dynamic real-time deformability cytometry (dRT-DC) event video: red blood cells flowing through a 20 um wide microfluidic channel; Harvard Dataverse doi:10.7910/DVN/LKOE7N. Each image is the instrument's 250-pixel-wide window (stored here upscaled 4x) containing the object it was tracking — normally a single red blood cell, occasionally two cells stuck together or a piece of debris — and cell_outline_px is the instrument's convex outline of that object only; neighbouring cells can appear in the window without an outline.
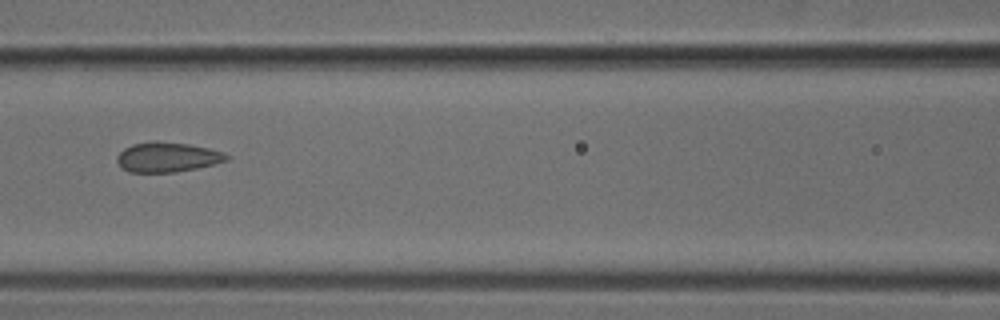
{"species": "common noctule bat (a hibernating species)", "species_latin": "Nyctalus noctula", "temperature_condition": "cold", "stored_images_in_passage": 4, "camera_frame_rate_fps": 3000, "um_per_image_px": 0.085, "animal": {"sex": "male", "body_mass_g": 18.8}, "frame": {"image": 1, "passage_image": 4, "time_ms": 1.0, "image_size_px": [1000, 320], "cell_outline_px": [[228, 160], [196, 168], [176, 172], [128, 172], [120, 168], [116, 160], [116, 156], [124, 148], [132, 144], [156, 140], [188, 144], [208, 148], [224, 152], [228, 156]], "centroid_in_image_um": [14.17, 13.35], "position_along_channel_um": 152.4, "area_um2": 19.13}}